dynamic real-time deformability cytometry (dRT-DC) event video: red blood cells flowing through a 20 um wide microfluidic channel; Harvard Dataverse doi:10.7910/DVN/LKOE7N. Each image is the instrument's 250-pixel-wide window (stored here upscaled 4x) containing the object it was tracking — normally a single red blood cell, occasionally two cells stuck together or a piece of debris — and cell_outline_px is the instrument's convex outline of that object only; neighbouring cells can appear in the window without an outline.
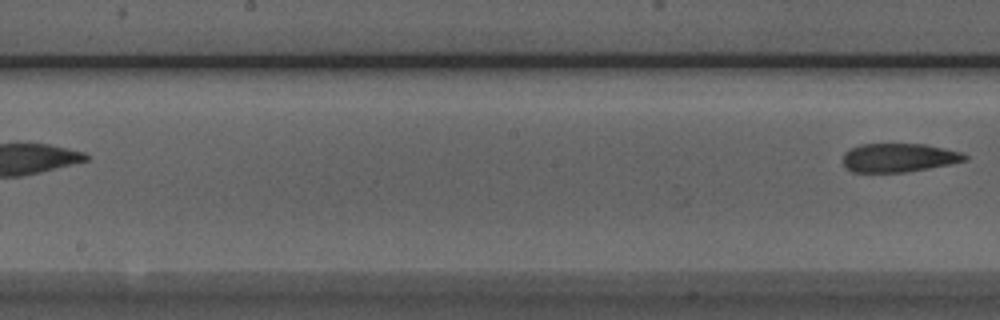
{"species": "Egyptian fruit bat (a non-hibernating species)", "species_latin": "Rousettus aegyptiacus", "temperature_condition": "room temperature", "stored_images_in_passage": 7, "segment_of_instrument_passage": [2, 2], "camera_frame_rate_fps": 3000, "um_per_image_px": 0.085, "animal": {"sex": "male"}, "frame": {"image": 1, "passage_image": 7, "time_ms": 2.0, "image_size_px": [1000, 320], "cell_outline_px": [[968, 160], [928, 168], [904, 172], [852, 172], [844, 164], [844, 152], [860, 144], [924, 144], [964, 152], [968, 156]], "centroid_in_image_um": [76.43, 13.39], "position_along_channel_um": 171.8, "area_um2": 20.29}}